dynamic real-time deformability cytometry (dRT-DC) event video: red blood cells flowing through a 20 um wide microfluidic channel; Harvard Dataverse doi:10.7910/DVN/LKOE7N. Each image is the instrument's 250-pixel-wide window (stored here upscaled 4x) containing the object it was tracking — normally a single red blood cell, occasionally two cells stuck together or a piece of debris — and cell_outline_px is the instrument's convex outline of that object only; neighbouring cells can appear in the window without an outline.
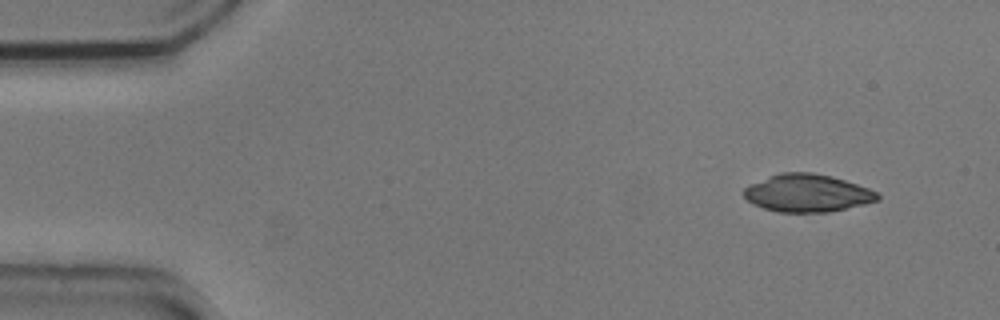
{"species": "common noctule bat (a hibernating species)", "species_latin": "Nyctalus noctula", "temperature_condition": "cold", "stored_images_in_passage": 20, "camera_frame_rate_fps": 3000, "um_per_image_px": 0.085, "animal": {"sex": "male", "body_mass_g": 20.5, "forearm_length_mm": 52.5}, "frame": {"image": 1, "passage_image": 1, "time_ms": 0.0, "image_size_px": [1000, 320], "cell_outline_px": [[880, 200], [864, 204], [828, 212], [780, 212], [764, 208], [752, 204], [744, 196], [744, 188], [768, 176], [780, 172], [812, 172], [832, 176], [868, 188], [876, 192], [880, 196]], "centroid_in_image_um": [68.62, 16.41], "position_along_channel_um": 16.4, "area_um2": 29.19}}